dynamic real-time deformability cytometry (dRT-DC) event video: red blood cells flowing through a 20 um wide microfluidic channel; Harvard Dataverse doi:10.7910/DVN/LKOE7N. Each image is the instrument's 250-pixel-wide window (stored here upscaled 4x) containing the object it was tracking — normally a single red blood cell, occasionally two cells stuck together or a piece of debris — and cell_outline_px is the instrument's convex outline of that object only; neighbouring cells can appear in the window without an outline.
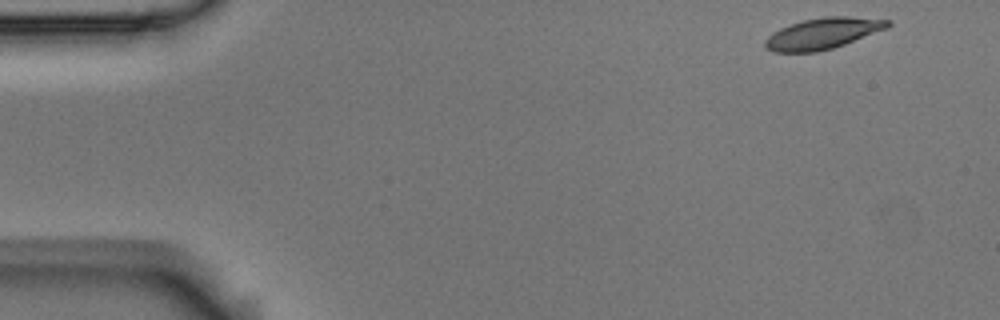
{"species": "Egyptian fruit bat (a non-hibernating species)", "species_latin": "Rousettus aegyptiacus", "temperature_condition": "room temperature", "stored_images_in_passage": 4, "camera_frame_rate_fps": 3000, "um_per_image_px": 0.085, "animal": {"sex": "male"}, "frame": {"image": 1, "passage_image": 1, "time_ms": 0.0, "image_size_px": [1000, 320], "cell_outline_px": [[892, 24], [888, 28], [844, 44], [832, 48], [816, 52], [772, 52], [764, 48], [764, 40], [772, 32], [780, 28], [804, 20], [824, 16], [848, 16], [892, 20]], "centroid_in_image_um": [69.93, 2.84], "position_along_channel_um": 15.1, "area_um2": 22.31}}